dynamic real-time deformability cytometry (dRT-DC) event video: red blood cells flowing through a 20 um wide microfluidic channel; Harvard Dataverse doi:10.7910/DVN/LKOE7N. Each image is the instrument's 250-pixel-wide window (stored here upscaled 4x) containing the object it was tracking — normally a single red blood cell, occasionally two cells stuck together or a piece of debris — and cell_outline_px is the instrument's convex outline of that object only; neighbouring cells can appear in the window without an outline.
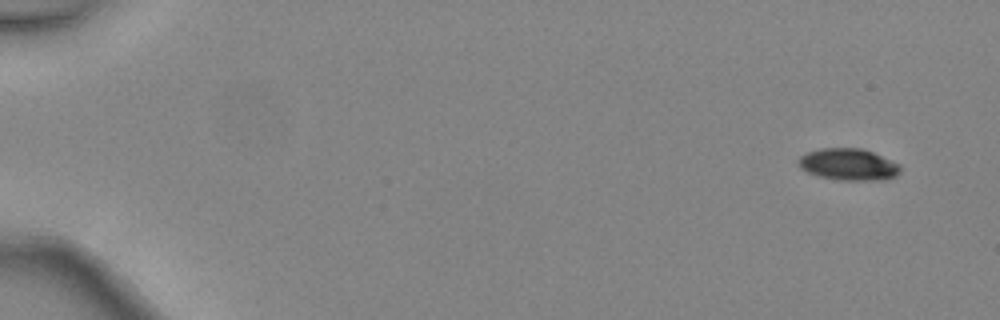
{"species": "common noctule bat (a hibernating species)", "species_latin": "Nyctalus noctula", "temperature_condition": "warm", "stored_images_in_passage": 5, "camera_frame_rate_fps": 3000, "um_per_image_px": 0.085, "animal": {"sex": "female", "body_mass_g": 24.6, "forearm_length_mm": 56.2}, "frame": {"image": 1, "passage_image": 1, "time_ms": 0.0, "image_size_px": [1000, 320], "cell_outline_px": [[900, 172], [896, 176], [884, 180], [840, 180], [820, 176], [808, 172], [800, 168], [796, 164], [796, 160], [800, 156], [808, 152], [820, 148], [860, 148], [872, 152], [900, 164]], "centroid_in_image_um": [72.1, 13.98], "position_along_channel_um": 12.9, "area_um2": 18.9}}
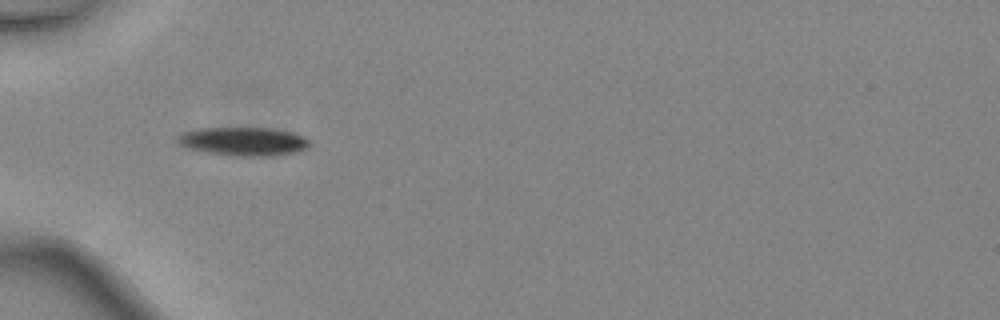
{"frame": {"image": 2, "passage_image": 5, "time_ms": 1.333, "image_size_px": [1000, 320], "cell_outline_px": [[308, 148], [296, 152], [268, 156], [240, 156], [208, 152], [188, 148], [180, 144], [176, 140], [176, 136], [180, 132], [196, 128], [272, 128], [296, 132], [304, 136], [308, 140]], "centroid_in_image_um": [20.68, 12.0], "position_along_channel_um": 64.3, "area_um2": 22.08}}